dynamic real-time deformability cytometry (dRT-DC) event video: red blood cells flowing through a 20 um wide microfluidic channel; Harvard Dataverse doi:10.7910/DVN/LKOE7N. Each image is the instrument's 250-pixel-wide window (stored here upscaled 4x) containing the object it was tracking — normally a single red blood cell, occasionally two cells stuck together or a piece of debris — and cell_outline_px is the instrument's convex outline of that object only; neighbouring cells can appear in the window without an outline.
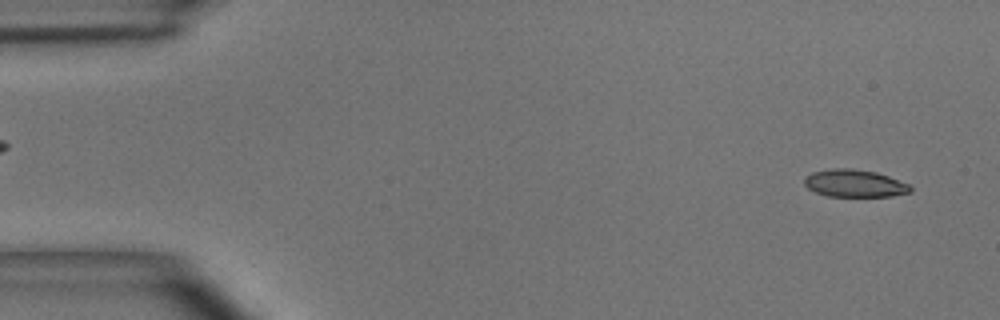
{"species": "common noctule bat (a hibernating species)", "species_latin": "Nyctalus noctula", "temperature_condition": "room temperature", "stored_images_in_passage": 54, "camera_frame_rate_fps": 3000, "um_per_image_px": 0.085, "animal": {"sex": "male", "body_mass_g": 15.6}, "frame": {"image": 1, "passage_image": 3, "time_ms": 0.667, "image_size_px": [1000, 320], "cell_outline_px": [[912, 192], [892, 196], [828, 196], [816, 192], [808, 188], [804, 184], [804, 176], [812, 172], [832, 168], [852, 168], [876, 172], [888, 176], [908, 184], [912, 188]], "centroid_in_image_um": [72.62, 15.58], "position_along_channel_um": 12.4, "area_um2": 16.99}}
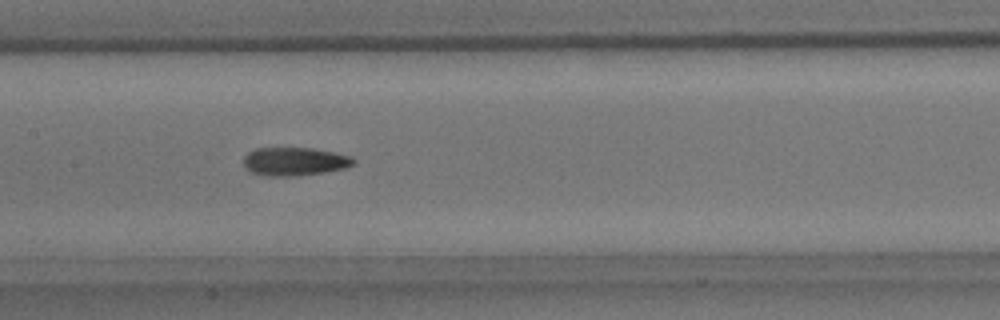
{"frame": {"image": 2, "passage_image": 26, "time_ms": 8.333, "image_size_px": [1000, 320], "cell_outline_px": [[356, 164], [348, 168], [324, 172], [296, 176], [268, 176], [252, 172], [244, 164], [244, 156], [248, 152], [256, 148], [312, 148], [352, 156], [356, 160]], "centroid_in_image_um": [25.1, 13.72], "position_along_channel_um": 182.3, "area_um2": 18.21}}
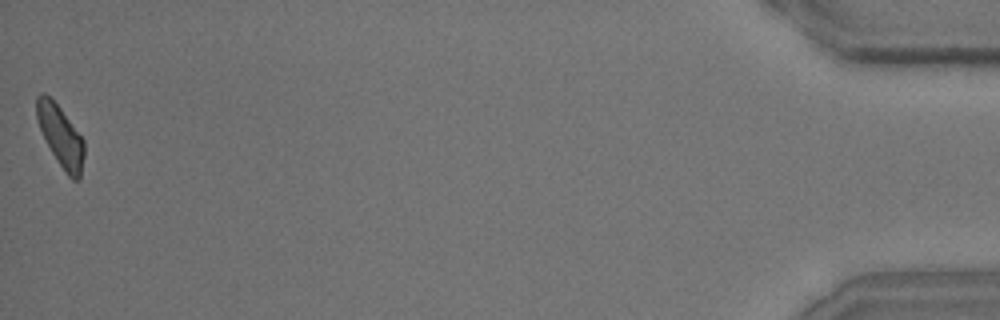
{"frame": {"image": 3, "passage_image": 54, "time_ms": 17.667, "image_size_px": [1000, 320], "cell_outline_px": [[84, 156], [80, 180], [72, 180], [68, 176], [52, 152], [40, 128], [36, 116], [36, 96], [40, 92], [44, 92], [60, 108], [84, 140]], "centroid_in_image_um": [5.16, 11.57], "position_along_channel_um": 430.0, "area_um2": 16.59}, "authors_computed_cell_mechanics": {"area_um2": 17.6001, "velocity_mm_per_s": 3.662, "shape_relaxation_time_tau1_ms": 5.0261, "shape_relaxation_time_tau2_ms": 6.0653, "deformation_change_tau1": 0.1597, "deformation_change_tau2": 0.1118}}